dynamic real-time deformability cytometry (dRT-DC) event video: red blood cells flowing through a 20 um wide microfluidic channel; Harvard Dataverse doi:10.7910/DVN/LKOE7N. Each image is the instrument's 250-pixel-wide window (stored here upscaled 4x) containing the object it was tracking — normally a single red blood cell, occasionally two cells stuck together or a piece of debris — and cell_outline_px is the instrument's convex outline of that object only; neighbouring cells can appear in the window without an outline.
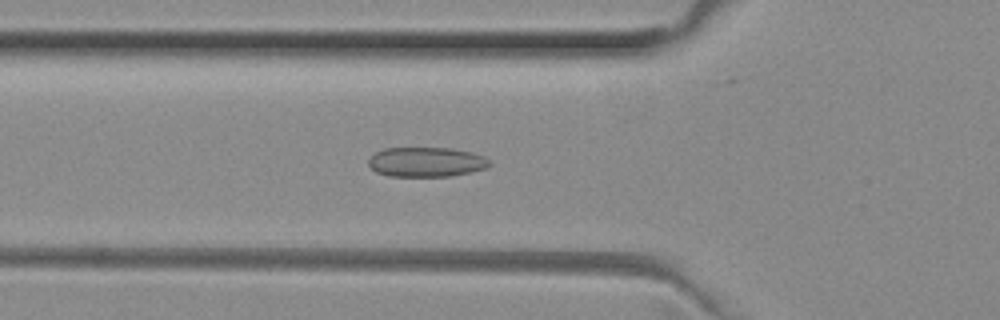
{"species": "common noctule bat (a hibernating species)", "species_latin": "Nyctalus noctula", "temperature_condition": "room temperature", "stored_images_in_passage": 36, "camera_frame_rate_fps": 3000, "um_per_image_px": 0.085, "animal": {"sex": "female", "body_mass_g": 29.2, "forearm_length_mm": 56.3}, "frame": {"image": 1, "passage_image": 3, "time_ms": 0.667, "image_size_px": [1000, 320], "cell_outline_px": [[492, 164], [488, 168], [452, 176], [388, 176], [376, 172], [368, 164], [368, 160], [376, 152], [384, 148], [452, 148], [472, 152], [484, 156]], "centroid_in_image_um": [36.26, 13.77], "position_along_channel_um": 89.5, "area_um2": 21.04}}
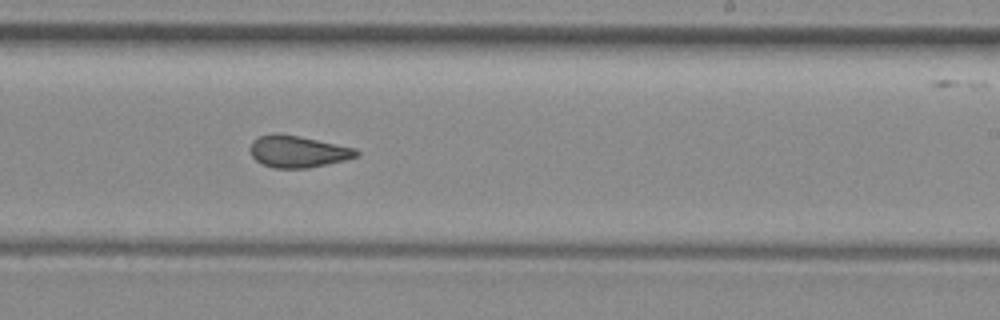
{"frame": {"image": 2, "passage_image": 16, "time_ms": 5.0, "image_size_px": [1000, 320], "cell_outline_px": [[360, 156], [344, 160], [308, 168], [272, 168], [256, 160], [252, 156], [248, 148], [252, 140], [260, 136], [272, 132], [276, 132], [356, 148], [360, 152]], "centroid_in_image_um": [25.28, 12.88], "position_along_channel_um": 263.7, "area_um2": 19.71}}
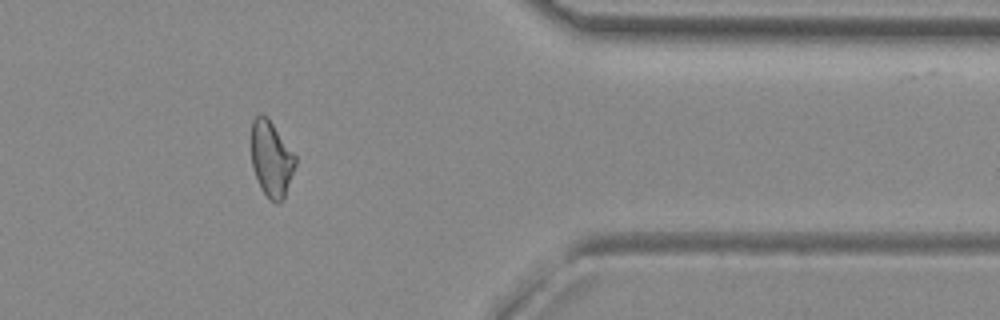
{"frame": {"image": 3, "passage_image": 27, "time_ms": 8.667, "image_size_px": [1000, 320], "cell_outline_px": [[296, 164], [284, 200], [276, 204], [260, 188], [256, 180], [252, 168], [252, 120], [260, 112], [268, 116], [296, 156]], "centroid_in_image_um": [23.07, 13.49], "position_along_channel_um": 388.3, "area_um2": 19.65}, "authors_computed_cell_mechanics": {"area_um2": 19.7965, "velocity_mm_per_s": 4.0162, "shape_relaxation_time_tau1_ms": null, "shape_relaxation_time_tau2_ms": 1.9912, "deformation_change_tau1": null, "deformation_change_tau2": 0.0796}}